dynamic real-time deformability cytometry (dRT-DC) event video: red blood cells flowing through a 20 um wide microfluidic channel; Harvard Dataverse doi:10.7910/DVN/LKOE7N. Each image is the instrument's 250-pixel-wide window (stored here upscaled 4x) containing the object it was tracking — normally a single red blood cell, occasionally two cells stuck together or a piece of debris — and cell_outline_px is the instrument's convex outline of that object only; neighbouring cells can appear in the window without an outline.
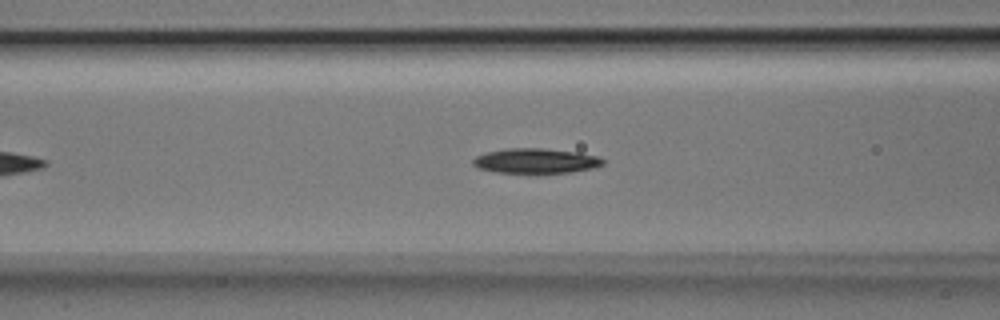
{"species": "Egyptian fruit bat (a non-hibernating species)", "species_latin": "Rousettus aegyptiacus", "temperature_condition": "room temperature", "stored_images_in_passage": 44, "camera_frame_rate_fps": 3000, "um_per_image_px": 0.085, "animal": {"sex": "male"}, "frame": {"image": 1, "passage_image": 12, "time_ms": 3.667, "image_size_px": [1000, 320], "cell_outline_px": [[604, 164], [596, 168], [572, 172], [536, 176], [496, 172], [476, 168], [472, 164], [472, 160], [476, 156], [488, 152], [504, 148], [540, 148], [580, 152], [596, 156], [604, 160]], "centroid_in_image_um": [45.54, 13.72], "position_along_channel_um": 121.1, "area_um2": 19.94}}
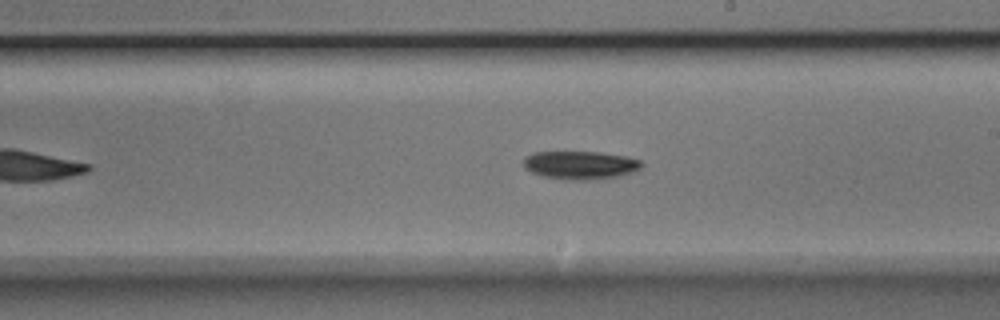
{"frame": {"image": 2, "passage_image": 21, "time_ms": 6.667, "image_size_px": [1000, 320], "cell_outline_px": [[644, 164], [640, 168], [632, 172], [620, 176], [592, 180], [564, 180], [544, 176], [532, 172], [524, 168], [524, 156], [532, 152], [600, 152], [628, 156], [640, 160]], "centroid_in_image_um": [49.33, 14.03], "position_along_channel_um": 239.7, "area_um2": 19.65}}
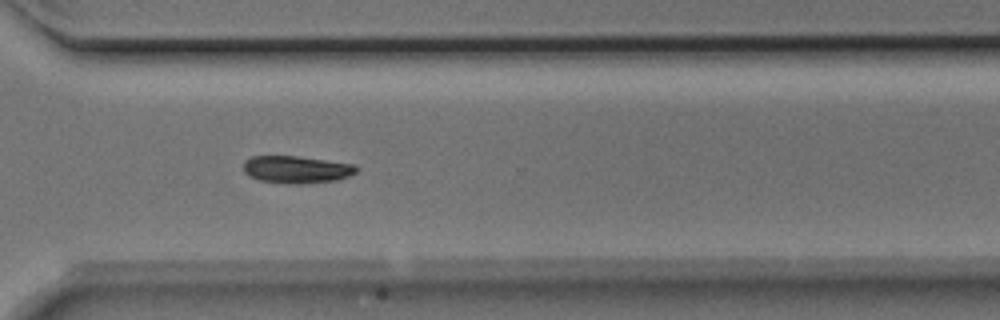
{"frame": {"image": 3, "passage_image": 29, "time_ms": 9.333, "image_size_px": [1000, 320], "cell_outline_px": [[360, 168], [356, 172], [348, 176], [336, 180], [304, 184], [288, 184], [260, 180], [248, 176], [244, 172], [244, 160], [252, 156], [296, 156], [356, 164]], "centroid_in_image_um": [25.21, 14.41], "position_along_channel_um": 345.4, "area_um2": 18.15}, "authors_computed_cell_mechanics": {"area_um2": 18.4671, "velocity_mm_per_s": 3.9682, "shape_relaxation_time_tau1_ms": 1.4438, "shape_relaxation_time_tau2_ms": null, "deformation_change_tau1": 0.0921, "deformation_change_tau2": null}}